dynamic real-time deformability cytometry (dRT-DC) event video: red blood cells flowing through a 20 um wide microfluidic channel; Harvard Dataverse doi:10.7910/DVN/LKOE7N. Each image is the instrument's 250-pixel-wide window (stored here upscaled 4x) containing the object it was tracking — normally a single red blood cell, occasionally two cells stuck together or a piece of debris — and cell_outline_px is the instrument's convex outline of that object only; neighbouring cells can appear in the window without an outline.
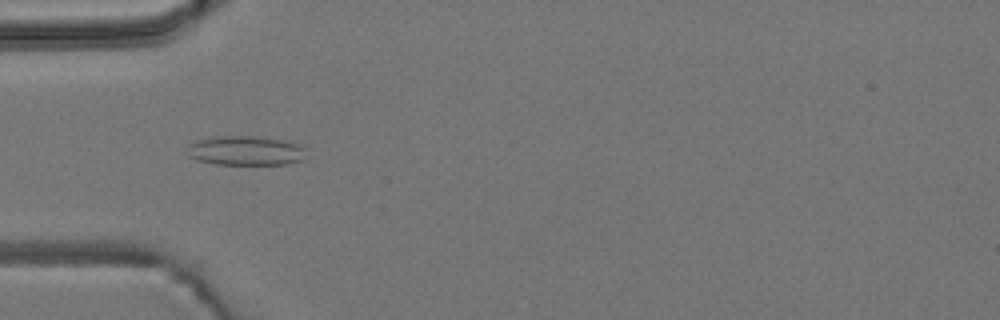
{"species": "common noctule bat (a hibernating species)", "species_latin": "Nyctalus noctula", "temperature_condition": "room temperature", "stored_images_in_passage": 3, "camera_frame_rate_fps": 3000, "um_per_image_px": 0.085, "animal": {"sex": "male", "body_mass_g": 19.2, "forearm_length_mm": 51.8}, "frame": {"image": 1, "passage_image": 3, "time_ms": 3.333, "image_size_px": [1000, 320], "cell_outline_px": [[304, 160], [288, 164], [216, 164], [196, 160], [188, 156], [188, 144], [200, 140], [216, 136], [260, 136], [284, 140], [300, 144], [304, 148]], "centroid_in_image_um": [20.9, 12.8], "position_along_channel_um": 64.1, "area_um2": 20.52}}